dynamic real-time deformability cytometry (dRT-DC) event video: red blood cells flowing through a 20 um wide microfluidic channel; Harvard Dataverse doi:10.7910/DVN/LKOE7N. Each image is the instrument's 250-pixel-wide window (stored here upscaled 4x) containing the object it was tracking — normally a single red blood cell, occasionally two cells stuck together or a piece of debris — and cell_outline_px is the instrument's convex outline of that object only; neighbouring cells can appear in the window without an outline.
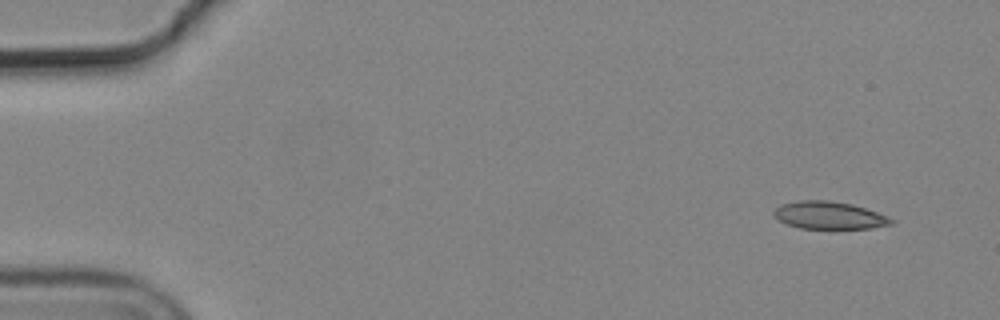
{"species": "common noctule bat (a hibernating species)", "species_latin": "Nyctalus noctula", "temperature_condition": "cold", "stored_images_in_passage": 9, "camera_frame_rate_fps": 3000, "um_per_image_px": 0.085, "animal": {"sex": "male", "body_mass_g": 19.2, "forearm_length_mm": 51.8}, "frame": {"image": 1, "passage_image": 1, "time_ms": 0.0, "image_size_px": [1000, 320], "cell_outline_px": [[896, 220], [892, 224], [872, 228], [800, 228], [788, 224], [772, 216], [772, 212], [780, 204], [800, 200], [828, 200], [852, 204], [888, 216]], "centroid_in_image_um": [70.47, 18.29], "position_along_channel_um": 14.5, "area_um2": 18.79}}
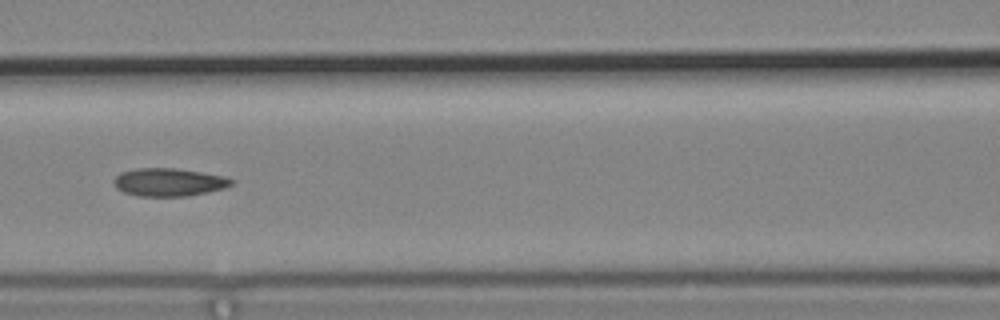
{"frame": {"image": 2, "passage_image": 7, "time_ms": 2.0, "image_size_px": [1000, 320], "cell_outline_px": [[236, 180], [232, 184], [224, 188], [208, 192], [188, 196], [140, 196], [124, 192], [116, 188], [112, 180], [120, 172], [136, 168], [176, 168], [224, 176]], "centroid_in_image_um": [14.34, 15.48], "position_along_channel_um": 152.3, "area_um2": 19.25}}
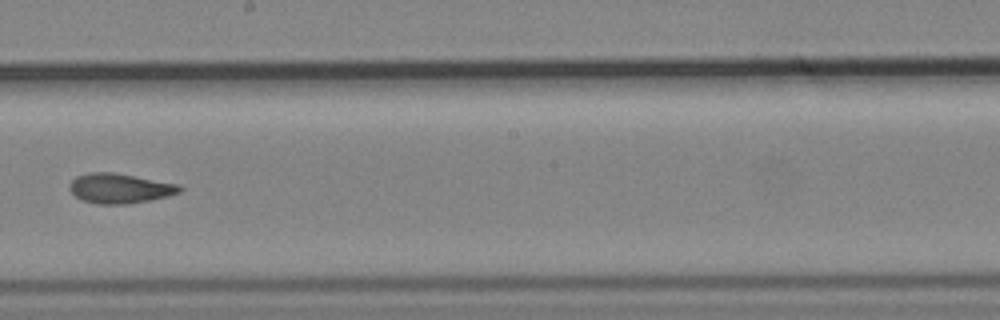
{"frame": {"image": 3, "passage_image": 9, "time_ms": 2.667, "image_size_px": [1000, 320], "cell_outline_px": [[184, 188], [180, 192], [168, 196], [128, 204], [100, 204], [80, 200], [72, 192], [68, 184], [76, 176], [88, 172], [112, 172], [180, 184]], "centroid_in_image_um": [10.18, 16.0], "position_along_channel_um": 238.0, "area_um2": 19.19}}